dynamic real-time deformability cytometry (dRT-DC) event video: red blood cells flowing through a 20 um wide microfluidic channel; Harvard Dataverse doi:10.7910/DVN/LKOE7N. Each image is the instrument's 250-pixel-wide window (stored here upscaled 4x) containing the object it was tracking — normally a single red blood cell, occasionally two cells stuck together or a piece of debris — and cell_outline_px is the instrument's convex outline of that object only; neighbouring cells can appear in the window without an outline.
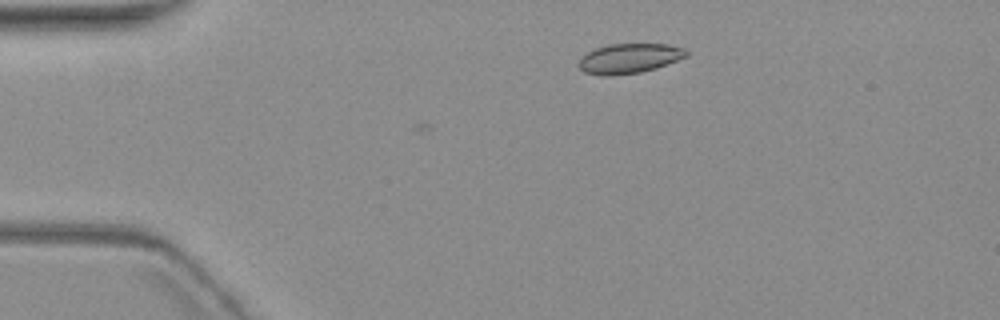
{"species": "common noctule bat (a hibernating species)", "species_latin": "Nyctalus noctula", "temperature_condition": "warm", "stored_images_in_passage": 2, "camera_frame_rate_fps": 3000, "um_per_image_px": 0.085, "animal": {"sex": "female", "body_mass_g": 19.3, "forearm_length_mm": 54.1}, "frame": {"image": 1, "passage_image": 2, "time_ms": 1.0, "image_size_px": [1000, 320], "cell_outline_px": [[688, 56], [656, 68], [640, 72], [608, 76], [604, 76], [584, 72], [576, 64], [580, 56], [596, 48], [608, 44], [668, 44], [684, 48], [688, 52]], "centroid_in_image_um": [53.45, 4.96], "position_along_channel_um": 31.5, "area_um2": 18.79}}